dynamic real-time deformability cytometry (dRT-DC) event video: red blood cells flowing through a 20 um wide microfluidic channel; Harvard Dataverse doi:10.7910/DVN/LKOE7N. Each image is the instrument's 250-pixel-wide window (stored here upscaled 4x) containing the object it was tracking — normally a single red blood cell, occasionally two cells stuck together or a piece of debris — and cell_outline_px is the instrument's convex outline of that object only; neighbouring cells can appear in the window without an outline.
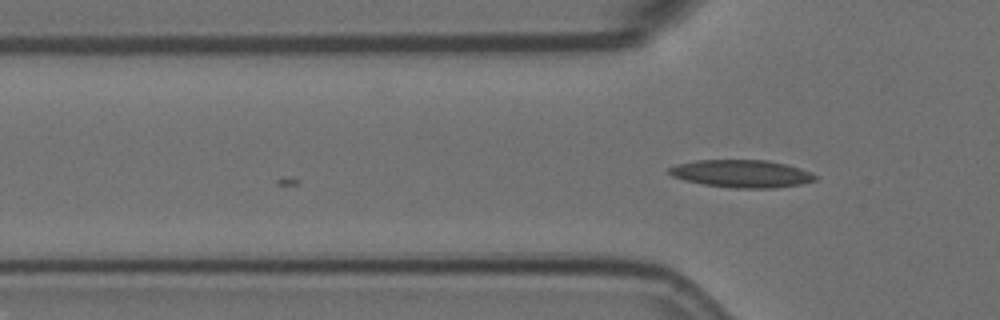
{"species": "Egyptian fruit bat (a non-hibernating species)", "species_latin": "Rousettus aegyptiacus", "temperature_condition": "room temperature", "stored_images_in_passage": 3, "camera_frame_rate_fps": 3000, "um_per_image_px": 0.085, "animal": {"sex": "female"}, "frame": {"image": 1, "passage_image": 3, "time_ms": 0.667, "image_size_px": [1000, 320], "cell_outline_px": [[816, 180], [800, 184], [772, 188], [732, 188], [704, 184], [684, 180], [672, 176], [668, 172], [668, 168], [676, 164], [696, 160], [768, 160], [800, 168], [812, 172], [816, 176]], "centroid_in_image_um": [63.02, 14.76], "position_along_channel_um": 62.8, "area_um2": 23.47}}